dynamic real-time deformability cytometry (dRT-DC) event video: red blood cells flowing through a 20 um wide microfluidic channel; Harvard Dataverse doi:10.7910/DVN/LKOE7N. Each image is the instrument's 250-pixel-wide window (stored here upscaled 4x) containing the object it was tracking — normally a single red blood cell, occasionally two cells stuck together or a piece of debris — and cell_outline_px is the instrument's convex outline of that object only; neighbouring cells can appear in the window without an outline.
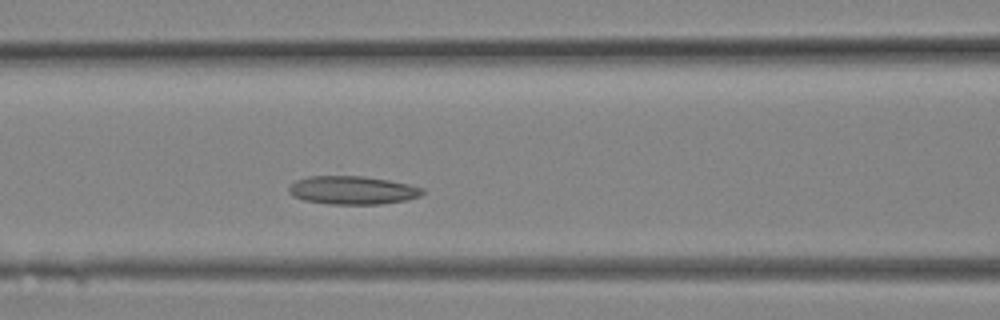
{"species": "Egyptian fruit bat (a non-hibernating species)", "species_latin": "Rousettus aegyptiacus", "temperature_condition": "room temperature", "stored_images_in_passage": 4, "camera_frame_rate_fps": 3000, "um_per_image_px": 0.085, "animal": {"sex": "female"}, "frame": {"image": 1, "passage_image": 4, "time_ms": 1.0, "image_size_px": [1000, 320], "cell_outline_px": [[424, 192], [420, 196], [404, 200], [380, 204], [328, 204], [304, 200], [292, 196], [288, 192], [288, 188], [296, 180], [308, 176], [364, 176], [388, 180], [408, 184], [424, 188]], "centroid_in_image_um": [29.94, 16.16], "position_along_channel_um": 136.7, "area_um2": 22.02}}